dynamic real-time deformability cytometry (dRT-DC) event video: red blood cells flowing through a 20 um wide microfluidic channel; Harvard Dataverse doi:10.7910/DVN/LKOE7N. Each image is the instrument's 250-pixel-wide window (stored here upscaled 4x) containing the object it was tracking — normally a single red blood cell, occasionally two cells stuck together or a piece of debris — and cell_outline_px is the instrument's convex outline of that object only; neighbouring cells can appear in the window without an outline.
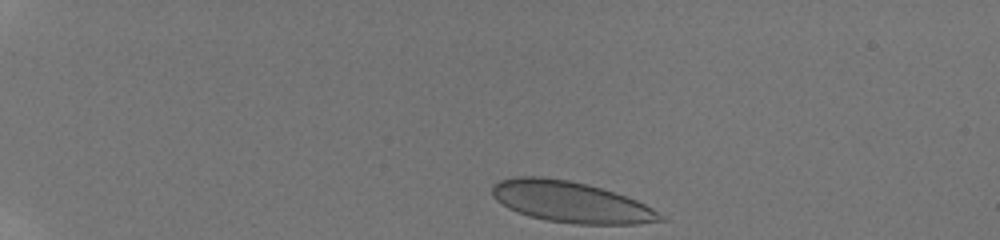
{"species": "human", "species_latin": "Homo sapiens", "temperature_condition": "room temperature", "stored_images_in_passage": 37, "camera_frame_rate_fps": 3000, "um_per_image_px": 0.085, "donor": {"sex": "male"}, "frame": {"image": 1, "passage_image": 1, "time_ms": 0.0, "image_size_px": [1000, 240], "cell_outline_px": [[668, 220], [636, 224], [572, 224], [544, 220], [528, 216], [508, 208], [496, 200], [492, 196], [492, 184], [500, 180], [516, 176], [540, 176], [568, 180], [588, 184], [636, 200], [652, 208], [664, 216]], "centroid_in_image_um": [48.49, 17.17], "position_along_channel_um": 36.5, "area_um2": 40.29}}
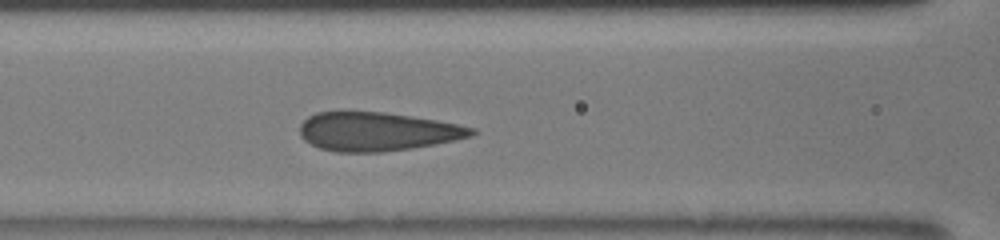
{"frame": {"image": 2, "passage_image": 15, "time_ms": 4.667, "image_size_px": [1000, 240], "cell_outline_px": [[476, 132], [472, 136], [456, 140], [436, 144], [412, 148], [380, 152], [336, 152], [320, 148], [304, 140], [300, 136], [300, 124], [308, 116], [316, 112], [348, 108], [384, 112], [412, 116], [436, 120], [476, 128]], "centroid_in_image_um": [32.0, 11.14], "position_along_channel_um": 134.6, "area_um2": 39.71}}
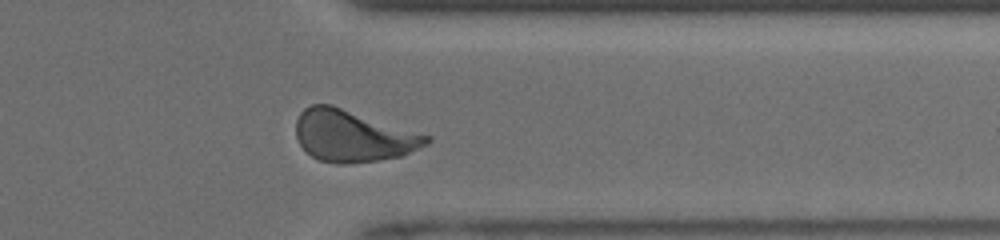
{"frame": {"image": 3, "passage_image": 33, "time_ms": 10.667, "image_size_px": [1000, 240], "cell_outline_px": [[432, 140], [428, 144], [420, 148], [400, 156], [380, 160], [344, 164], [320, 160], [312, 156], [300, 144], [296, 136], [296, 120], [300, 112], [304, 108], [312, 104], [332, 104], [432, 136]], "centroid_in_image_um": [30.02, 11.54], "position_along_channel_um": 381.4, "area_um2": 39.36}, "authors_computed_cell_mechanics": {"area_um2": 39.3618, "velocity_mm_per_s": 4.1197, "shape_relaxation_time_tau1_ms": 4.7061, "shape_relaxation_time_tau2_ms": null, "deformation_change_tau1": 0.1646, "deformation_change_tau2": null}}